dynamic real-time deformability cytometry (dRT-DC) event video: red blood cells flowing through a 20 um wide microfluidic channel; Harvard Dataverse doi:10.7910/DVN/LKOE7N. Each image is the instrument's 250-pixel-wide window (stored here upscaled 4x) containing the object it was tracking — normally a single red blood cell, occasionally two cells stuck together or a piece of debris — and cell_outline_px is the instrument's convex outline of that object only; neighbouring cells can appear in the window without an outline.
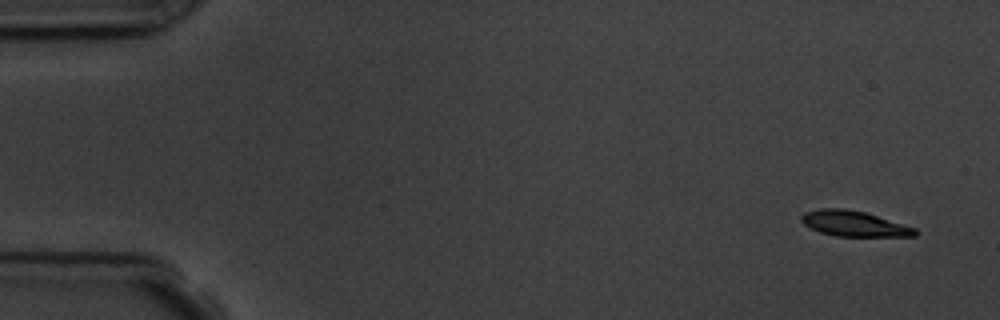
{"species": "common noctule bat (a hibernating species)", "species_latin": "Nyctalus noctula", "temperature_condition": "room temperature", "stored_images_in_passage": 6, "camera_frame_rate_fps": 3000, "um_per_image_px": 0.085, "animal": {"sex": "male", "body_mass_g": 19.5, "forearm_length_mm": 54.6}, "frame": {"image": 1, "passage_image": 6, "time_ms": 5.667, "image_size_px": [1000, 320], "cell_outline_px": [[920, 232], [916, 236], [836, 236], [820, 232], [804, 224], [800, 220], [800, 216], [804, 212], [820, 208], [844, 208], [864, 212], [916, 228]], "centroid_in_image_um": [72.59, 19.01], "position_along_channel_um": 12.4, "area_um2": 16.82}}